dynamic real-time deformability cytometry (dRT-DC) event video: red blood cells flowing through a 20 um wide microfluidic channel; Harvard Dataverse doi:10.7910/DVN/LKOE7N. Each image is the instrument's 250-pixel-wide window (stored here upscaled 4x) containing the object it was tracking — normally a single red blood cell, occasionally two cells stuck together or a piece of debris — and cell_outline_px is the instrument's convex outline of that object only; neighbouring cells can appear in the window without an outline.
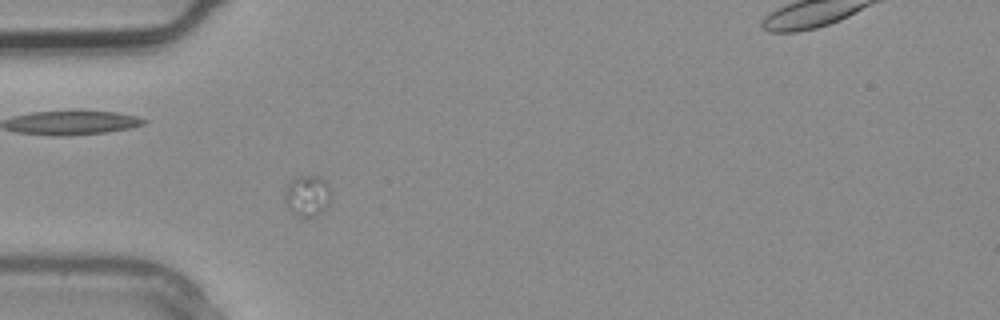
{"species": "common noctule bat (a hibernating species)", "species_latin": "Nyctalus noctula", "temperature_condition": "warm", "stored_images_in_passage": 2, "segment_of_instrument_passage": [1, 2], "camera_frame_rate_fps": 3000, "um_per_image_px": 0.085, "animal": {"sex": "male", "body_mass_g": 20.4}, "frame": {"image": 1, "passage_image": 1, "time_ms": 0.0, "image_size_px": [1000, 320], "cell_outline_px": [[332, 196], [328, 204], [316, 216], [300, 216], [292, 212], [284, 200], [284, 196], [288, 184], [296, 176], [320, 176], [328, 184]], "centroid_in_image_um": [26.14, 16.61], "position_along_channel_um": 58.9, "area_um2": 10.92}}